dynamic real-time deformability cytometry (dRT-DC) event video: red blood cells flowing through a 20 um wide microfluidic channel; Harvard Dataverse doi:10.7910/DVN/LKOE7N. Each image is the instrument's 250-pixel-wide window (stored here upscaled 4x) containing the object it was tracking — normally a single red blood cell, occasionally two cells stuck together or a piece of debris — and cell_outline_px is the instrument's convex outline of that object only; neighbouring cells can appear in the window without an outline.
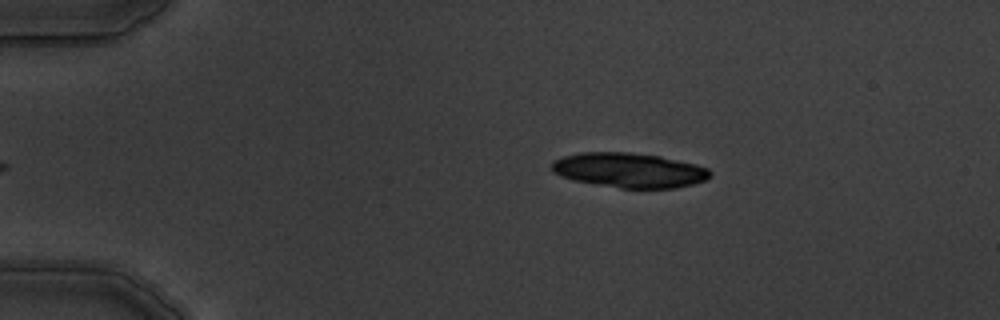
{"species": "common noctule bat (a hibernating species)", "species_latin": "Nyctalus noctula", "temperature_condition": "warm", "stored_images_in_passage": 7, "segment_of_instrument_passage": [2, 2], "camera_frame_rate_fps": 3000, "um_per_image_px": 0.085, "animal": {"sex": "male", "body_mass_g": 19.5, "forearm_length_mm": 54.6}, "frame": {"image": 1, "passage_image": 7, "time_ms": 7.0, "image_size_px": [1000, 320], "cell_outline_px": [[712, 176], [708, 180], [676, 188], [620, 188], [572, 180], [560, 176], [552, 172], [552, 160], [560, 156], [580, 152], [628, 152], [660, 156], [696, 164], [708, 168], [712, 172]], "centroid_in_image_um": [53.48, 14.46], "position_along_channel_um": 31.5, "area_um2": 32.43}}